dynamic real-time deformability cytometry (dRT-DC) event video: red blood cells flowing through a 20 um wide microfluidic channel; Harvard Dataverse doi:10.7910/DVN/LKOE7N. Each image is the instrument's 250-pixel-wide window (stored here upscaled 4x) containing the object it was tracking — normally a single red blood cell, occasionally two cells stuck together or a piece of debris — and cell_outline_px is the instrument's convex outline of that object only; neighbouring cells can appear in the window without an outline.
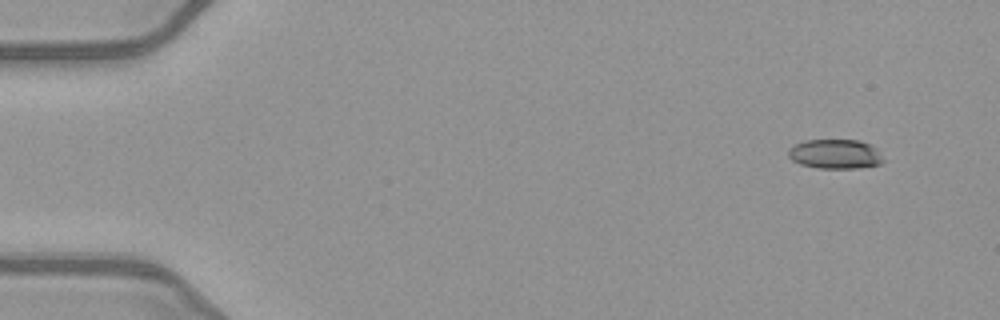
{"species": "common noctule bat (a hibernating species)", "species_latin": "Nyctalus noctula", "temperature_condition": "warm", "stored_images_in_passage": 48, "camera_frame_rate_fps": 3000, "um_per_image_px": 0.085, "animal": {"sex": "female", "body_mass_g": 21.9}, "frame": {"image": 1, "passage_image": 1, "time_ms": 0.0, "image_size_px": [1000, 320], "cell_outline_px": [[884, 160], [880, 164], [856, 168], [820, 168], [800, 164], [792, 160], [788, 156], [788, 152], [796, 144], [804, 140], [856, 140], [868, 144], [876, 148]], "centroid_in_image_um": [70.99, 13.09], "position_along_channel_um": 14.0, "area_um2": 16.07}}
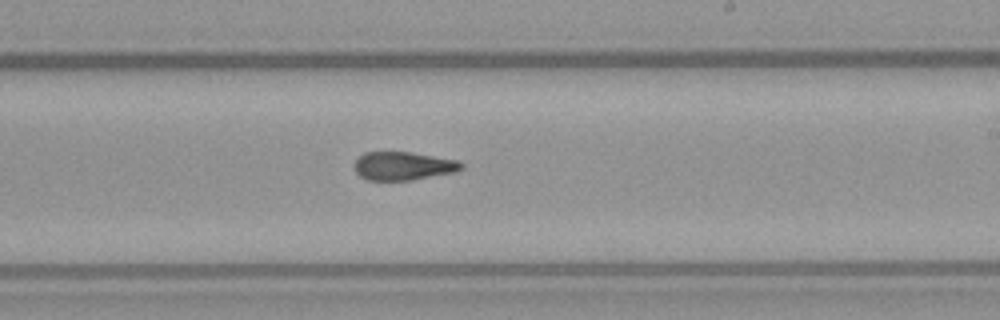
{"frame": {"image": 2, "passage_image": 28, "time_ms": 9.0, "image_size_px": [1000, 320], "cell_outline_px": [[464, 168], [456, 172], [412, 180], [368, 180], [360, 176], [352, 168], [352, 164], [364, 152], [412, 152], [456, 160], [464, 164]], "centroid_in_image_um": [34.26, 14.11], "position_along_channel_um": 254.7, "area_um2": 17.86}}
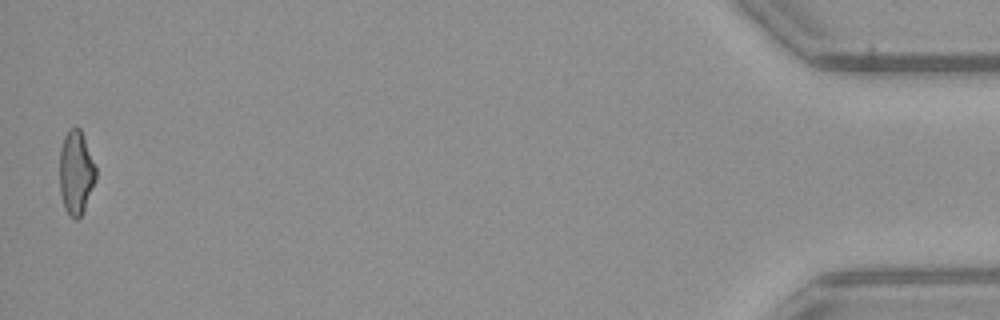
{"frame": {"image": 3, "passage_image": 48, "time_ms": 15.667, "image_size_px": [1000, 320], "cell_outline_px": [[96, 180], [84, 208], [80, 216], [76, 220], [64, 208], [60, 192], [60, 148], [64, 136], [68, 128], [80, 128], [96, 168]], "centroid_in_image_um": [6.45, 14.64], "position_along_channel_um": 428.8, "area_um2": 17.46}, "authors_computed_cell_mechanics": {"area_um2": 18.2937, "velocity_mm_per_s": 4.0571, "shape_relaxation_time_tau1_ms": null, "shape_relaxation_time_tau2_ms": 2.557, "deformation_change_tau1": null, "deformation_change_tau2": 0.1109}}